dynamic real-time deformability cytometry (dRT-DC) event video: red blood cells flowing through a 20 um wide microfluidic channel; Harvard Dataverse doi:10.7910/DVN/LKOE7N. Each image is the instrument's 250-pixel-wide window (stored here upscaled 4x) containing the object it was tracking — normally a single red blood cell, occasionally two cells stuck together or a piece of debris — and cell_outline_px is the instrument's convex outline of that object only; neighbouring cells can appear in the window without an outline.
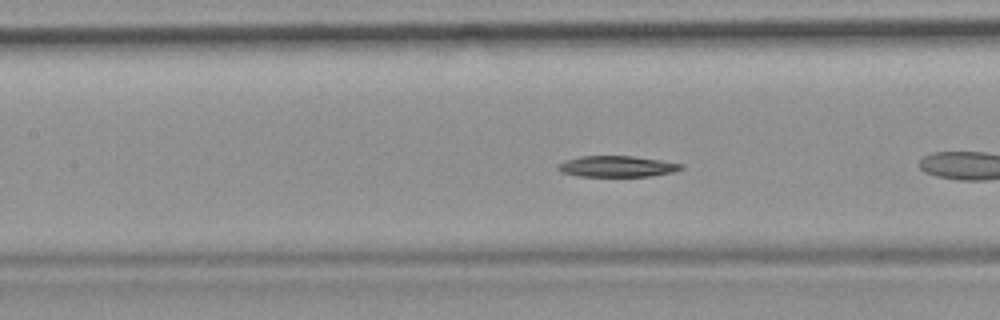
{"species": "common noctule bat (a hibernating species)", "species_latin": "Nyctalus noctula", "temperature_condition": "room temperature", "stored_images_in_passage": 23, "camera_frame_rate_fps": 3000, "um_per_image_px": 0.085, "animal": {"sex": "female", "body_mass_g": 19.9}, "frame": {"image": 1, "passage_image": 7, "time_ms": 2.0, "image_size_px": [1000, 320], "cell_outline_px": [[684, 168], [676, 172], [652, 176], [576, 176], [560, 172], [556, 168], [556, 164], [564, 160], [580, 156], [632, 156], [660, 160], [684, 164]], "centroid_in_image_um": [52.43, 14.15], "position_along_channel_um": 155.0, "area_um2": 15.37}}